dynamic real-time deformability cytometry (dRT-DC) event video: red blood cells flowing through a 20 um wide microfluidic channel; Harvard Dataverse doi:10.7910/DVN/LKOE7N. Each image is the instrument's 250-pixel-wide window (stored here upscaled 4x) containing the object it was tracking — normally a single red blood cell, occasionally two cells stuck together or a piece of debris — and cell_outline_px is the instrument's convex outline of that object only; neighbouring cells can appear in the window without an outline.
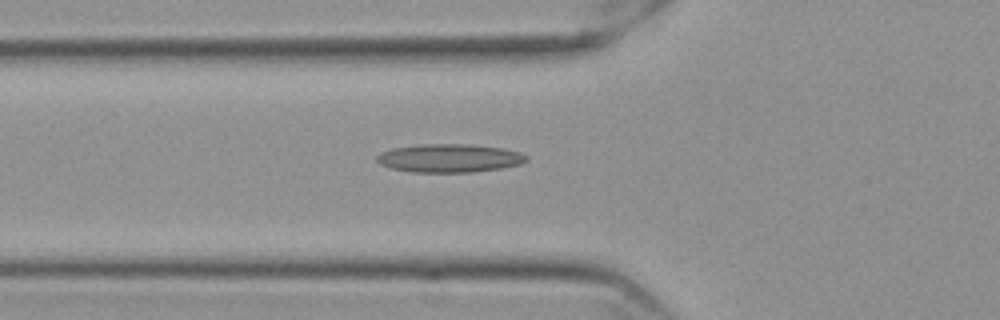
{"species": "Egyptian fruit bat (a non-hibernating species)", "species_latin": "Rousettus aegyptiacus", "temperature_condition": "cold", "stored_images_in_passage": 38, "camera_frame_rate_fps": 3000, "um_per_image_px": 0.085, "frame": {"image": 1, "passage_image": 2, "time_ms": 0.333, "image_size_px": [1000, 320], "cell_outline_px": [[528, 160], [520, 164], [500, 168], [472, 172], [412, 172], [392, 168], [380, 164], [376, 160], [376, 156], [380, 152], [392, 148], [420, 144], [468, 144], [500, 148], [520, 152], [528, 156]], "centroid_in_image_um": [38.18, 13.44], "position_along_channel_um": 87.6, "area_um2": 24.68}}
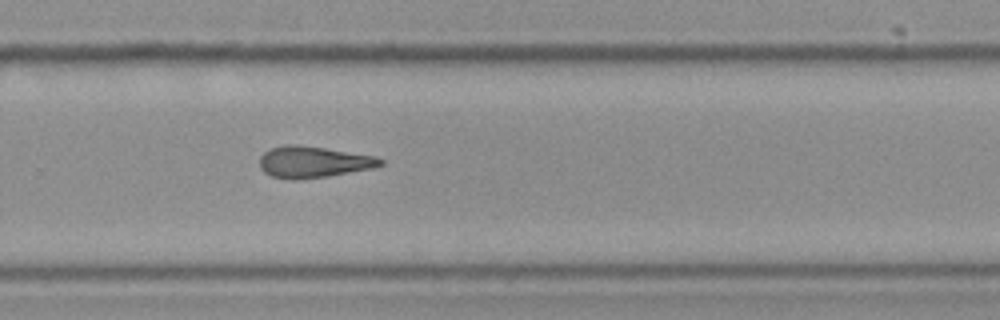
{"frame": {"image": 2, "passage_image": 20, "time_ms": 6.333, "image_size_px": [1000, 320], "cell_outline_px": [[384, 164], [372, 168], [324, 176], [292, 180], [272, 176], [264, 172], [260, 168], [260, 156], [264, 152], [272, 148], [284, 144], [296, 144], [324, 148], [376, 156], [384, 160]], "centroid_in_image_um": [26.61, 13.75], "position_along_channel_um": 303.2, "area_um2": 21.85}}
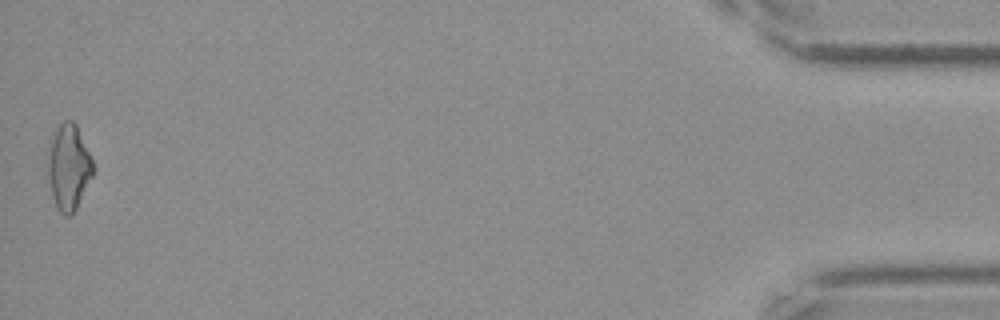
{"frame": {"image": 3, "passage_image": 38, "time_ms": 12.333, "image_size_px": [1000, 320], "cell_outline_px": [[92, 176], [76, 208], [68, 216], [64, 216], [56, 208], [52, 196], [48, 172], [48, 164], [52, 140], [56, 128], [64, 120], [72, 120], [76, 124], [92, 160]], "centroid_in_image_um": [5.83, 14.22], "position_along_channel_um": 429.4, "area_um2": 21.79}}